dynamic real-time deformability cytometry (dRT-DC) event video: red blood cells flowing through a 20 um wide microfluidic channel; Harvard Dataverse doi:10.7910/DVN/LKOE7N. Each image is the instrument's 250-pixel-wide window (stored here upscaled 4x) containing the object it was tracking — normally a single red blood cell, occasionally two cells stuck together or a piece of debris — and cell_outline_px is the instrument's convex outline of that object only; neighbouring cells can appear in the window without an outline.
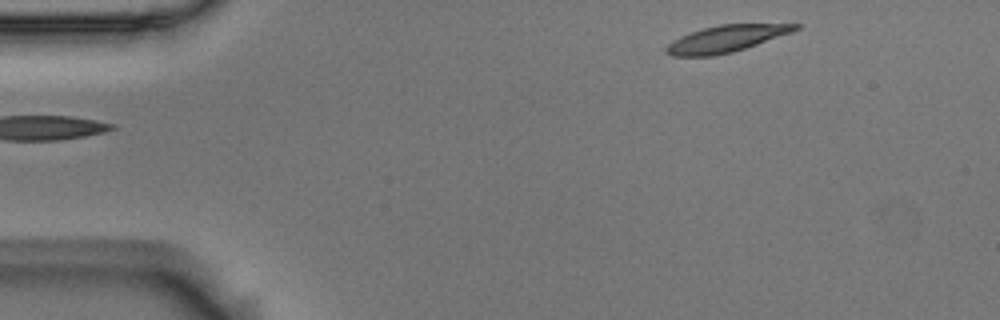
{"species": "Egyptian fruit bat (a non-hibernating species)", "species_latin": "Rousettus aegyptiacus", "temperature_condition": "room temperature", "stored_images_in_passage": 2, "camera_frame_rate_fps": 3000, "um_per_image_px": 0.085, "animal": {"sex": "male"}, "frame": {"image": 1, "passage_image": 1, "time_ms": 0.0, "image_size_px": [1000, 320], "cell_outline_px": [[800, 28], [792, 32], [732, 52], [712, 56], [672, 56], [664, 52], [664, 48], [668, 44], [680, 36], [704, 28], [720, 24], [800, 24]], "centroid_in_image_um": [61.68, 3.3], "position_along_channel_um": 23.3, "area_um2": 19.83}}